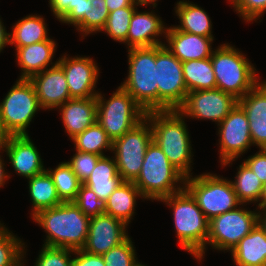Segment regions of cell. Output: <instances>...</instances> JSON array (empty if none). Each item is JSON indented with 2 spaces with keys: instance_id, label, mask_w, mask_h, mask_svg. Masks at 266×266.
<instances>
[{
  "instance_id": "obj_27",
  "label": "cell",
  "mask_w": 266,
  "mask_h": 266,
  "mask_svg": "<svg viewBox=\"0 0 266 266\" xmlns=\"http://www.w3.org/2000/svg\"><path fill=\"white\" fill-rule=\"evenodd\" d=\"M122 182L114 157L102 156L83 184L90 187L98 198L105 202Z\"/></svg>"
},
{
  "instance_id": "obj_30",
  "label": "cell",
  "mask_w": 266,
  "mask_h": 266,
  "mask_svg": "<svg viewBox=\"0 0 266 266\" xmlns=\"http://www.w3.org/2000/svg\"><path fill=\"white\" fill-rule=\"evenodd\" d=\"M28 189L32 202L31 217L39 211L60 205L59 198L52 177L47 170L28 179Z\"/></svg>"
},
{
  "instance_id": "obj_2",
  "label": "cell",
  "mask_w": 266,
  "mask_h": 266,
  "mask_svg": "<svg viewBox=\"0 0 266 266\" xmlns=\"http://www.w3.org/2000/svg\"><path fill=\"white\" fill-rule=\"evenodd\" d=\"M149 120L153 141L161 148L170 163L185 177L192 176V146L184 116L178 110L150 111Z\"/></svg>"
},
{
  "instance_id": "obj_43",
  "label": "cell",
  "mask_w": 266,
  "mask_h": 266,
  "mask_svg": "<svg viewBox=\"0 0 266 266\" xmlns=\"http://www.w3.org/2000/svg\"><path fill=\"white\" fill-rule=\"evenodd\" d=\"M51 12L60 22L69 12H78L80 0H49Z\"/></svg>"
},
{
  "instance_id": "obj_25",
  "label": "cell",
  "mask_w": 266,
  "mask_h": 266,
  "mask_svg": "<svg viewBox=\"0 0 266 266\" xmlns=\"http://www.w3.org/2000/svg\"><path fill=\"white\" fill-rule=\"evenodd\" d=\"M230 253L235 266H266V233L257 223Z\"/></svg>"
},
{
  "instance_id": "obj_50",
  "label": "cell",
  "mask_w": 266,
  "mask_h": 266,
  "mask_svg": "<svg viewBox=\"0 0 266 266\" xmlns=\"http://www.w3.org/2000/svg\"><path fill=\"white\" fill-rule=\"evenodd\" d=\"M134 3L137 5V6H147L148 4L151 6H153V8H155L158 4V0H133Z\"/></svg>"
},
{
  "instance_id": "obj_48",
  "label": "cell",
  "mask_w": 266,
  "mask_h": 266,
  "mask_svg": "<svg viewBox=\"0 0 266 266\" xmlns=\"http://www.w3.org/2000/svg\"><path fill=\"white\" fill-rule=\"evenodd\" d=\"M9 137H10V134L5 130V128L2 124L1 117H0V149L4 148Z\"/></svg>"
},
{
  "instance_id": "obj_40",
  "label": "cell",
  "mask_w": 266,
  "mask_h": 266,
  "mask_svg": "<svg viewBox=\"0 0 266 266\" xmlns=\"http://www.w3.org/2000/svg\"><path fill=\"white\" fill-rule=\"evenodd\" d=\"M75 151L76 153L67 163L71 166L77 178L84 183L102 156L94 153Z\"/></svg>"
},
{
  "instance_id": "obj_35",
  "label": "cell",
  "mask_w": 266,
  "mask_h": 266,
  "mask_svg": "<svg viewBox=\"0 0 266 266\" xmlns=\"http://www.w3.org/2000/svg\"><path fill=\"white\" fill-rule=\"evenodd\" d=\"M137 7L118 8L109 13L106 24L101 32L107 33L114 41L127 44L131 17Z\"/></svg>"
},
{
  "instance_id": "obj_52",
  "label": "cell",
  "mask_w": 266,
  "mask_h": 266,
  "mask_svg": "<svg viewBox=\"0 0 266 266\" xmlns=\"http://www.w3.org/2000/svg\"><path fill=\"white\" fill-rule=\"evenodd\" d=\"M8 228L0 221V239L8 232Z\"/></svg>"
},
{
  "instance_id": "obj_32",
  "label": "cell",
  "mask_w": 266,
  "mask_h": 266,
  "mask_svg": "<svg viewBox=\"0 0 266 266\" xmlns=\"http://www.w3.org/2000/svg\"><path fill=\"white\" fill-rule=\"evenodd\" d=\"M237 168L238 172L231 183L238 200L245 206L249 203H257L258 207L261 202L263 182L244 162Z\"/></svg>"
},
{
  "instance_id": "obj_5",
  "label": "cell",
  "mask_w": 266,
  "mask_h": 266,
  "mask_svg": "<svg viewBox=\"0 0 266 266\" xmlns=\"http://www.w3.org/2000/svg\"><path fill=\"white\" fill-rule=\"evenodd\" d=\"M223 43L213 49L211 63L216 88L237 99L244 97L259 81L257 70L239 49Z\"/></svg>"
},
{
  "instance_id": "obj_44",
  "label": "cell",
  "mask_w": 266,
  "mask_h": 266,
  "mask_svg": "<svg viewBox=\"0 0 266 266\" xmlns=\"http://www.w3.org/2000/svg\"><path fill=\"white\" fill-rule=\"evenodd\" d=\"M74 254L71 266H105L101 255L90 254L82 249L75 250Z\"/></svg>"
},
{
  "instance_id": "obj_24",
  "label": "cell",
  "mask_w": 266,
  "mask_h": 266,
  "mask_svg": "<svg viewBox=\"0 0 266 266\" xmlns=\"http://www.w3.org/2000/svg\"><path fill=\"white\" fill-rule=\"evenodd\" d=\"M108 7L105 0H80L78 12H69L61 23L74 25L83 37L101 32L104 28L108 15Z\"/></svg>"
},
{
  "instance_id": "obj_41",
  "label": "cell",
  "mask_w": 266,
  "mask_h": 266,
  "mask_svg": "<svg viewBox=\"0 0 266 266\" xmlns=\"http://www.w3.org/2000/svg\"><path fill=\"white\" fill-rule=\"evenodd\" d=\"M229 2L245 23L257 22L266 11V0H230Z\"/></svg>"
},
{
  "instance_id": "obj_21",
  "label": "cell",
  "mask_w": 266,
  "mask_h": 266,
  "mask_svg": "<svg viewBox=\"0 0 266 266\" xmlns=\"http://www.w3.org/2000/svg\"><path fill=\"white\" fill-rule=\"evenodd\" d=\"M166 48L181 62L201 60L212 55V42L214 38L180 31L170 26L165 35Z\"/></svg>"
},
{
  "instance_id": "obj_1",
  "label": "cell",
  "mask_w": 266,
  "mask_h": 266,
  "mask_svg": "<svg viewBox=\"0 0 266 266\" xmlns=\"http://www.w3.org/2000/svg\"><path fill=\"white\" fill-rule=\"evenodd\" d=\"M32 219L47 234L44 246L80 250L86 243L90 217L74 202L41 210Z\"/></svg>"
},
{
  "instance_id": "obj_16",
  "label": "cell",
  "mask_w": 266,
  "mask_h": 266,
  "mask_svg": "<svg viewBox=\"0 0 266 266\" xmlns=\"http://www.w3.org/2000/svg\"><path fill=\"white\" fill-rule=\"evenodd\" d=\"M127 228L123 221L106 213L90 217L88 235L82 250L102 256L129 237Z\"/></svg>"
},
{
  "instance_id": "obj_51",
  "label": "cell",
  "mask_w": 266,
  "mask_h": 266,
  "mask_svg": "<svg viewBox=\"0 0 266 266\" xmlns=\"http://www.w3.org/2000/svg\"><path fill=\"white\" fill-rule=\"evenodd\" d=\"M257 208H264L266 209V181L263 183V191L260 205Z\"/></svg>"
},
{
  "instance_id": "obj_7",
  "label": "cell",
  "mask_w": 266,
  "mask_h": 266,
  "mask_svg": "<svg viewBox=\"0 0 266 266\" xmlns=\"http://www.w3.org/2000/svg\"><path fill=\"white\" fill-rule=\"evenodd\" d=\"M184 185L208 220L242 205L231 180L220 175L208 172L189 176Z\"/></svg>"
},
{
  "instance_id": "obj_4",
  "label": "cell",
  "mask_w": 266,
  "mask_h": 266,
  "mask_svg": "<svg viewBox=\"0 0 266 266\" xmlns=\"http://www.w3.org/2000/svg\"><path fill=\"white\" fill-rule=\"evenodd\" d=\"M185 178L152 140L147 147L140 173L133 183L145 199L159 201L163 197L182 191L185 187Z\"/></svg>"
},
{
  "instance_id": "obj_13",
  "label": "cell",
  "mask_w": 266,
  "mask_h": 266,
  "mask_svg": "<svg viewBox=\"0 0 266 266\" xmlns=\"http://www.w3.org/2000/svg\"><path fill=\"white\" fill-rule=\"evenodd\" d=\"M219 135V161L221 166L233 164L253 146L249 120L242 107H236L217 125Z\"/></svg>"
},
{
  "instance_id": "obj_9",
  "label": "cell",
  "mask_w": 266,
  "mask_h": 266,
  "mask_svg": "<svg viewBox=\"0 0 266 266\" xmlns=\"http://www.w3.org/2000/svg\"><path fill=\"white\" fill-rule=\"evenodd\" d=\"M242 206L209 220L207 246L195 257L197 261L202 262L208 245L218 251H231L257 225L258 208L252 211Z\"/></svg>"
},
{
  "instance_id": "obj_12",
  "label": "cell",
  "mask_w": 266,
  "mask_h": 266,
  "mask_svg": "<svg viewBox=\"0 0 266 266\" xmlns=\"http://www.w3.org/2000/svg\"><path fill=\"white\" fill-rule=\"evenodd\" d=\"M158 111L177 110L188 94L182 62L164 44L155 46Z\"/></svg>"
},
{
  "instance_id": "obj_33",
  "label": "cell",
  "mask_w": 266,
  "mask_h": 266,
  "mask_svg": "<svg viewBox=\"0 0 266 266\" xmlns=\"http://www.w3.org/2000/svg\"><path fill=\"white\" fill-rule=\"evenodd\" d=\"M75 150L106 156L104 150L112 151L113 141L105 130L96 122L82 133L71 139ZM104 149V150H103Z\"/></svg>"
},
{
  "instance_id": "obj_26",
  "label": "cell",
  "mask_w": 266,
  "mask_h": 266,
  "mask_svg": "<svg viewBox=\"0 0 266 266\" xmlns=\"http://www.w3.org/2000/svg\"><path fill=\"white\" fill-rule=\"evenodd\" d=\"M137 198L146 200L133 182L123 181L104 202V213L128 226L135 214Z\"/></svg>"
},
{
  "instance_id": "obj_18",
  "label": "cell",
  "mask_w": 266,
  "mask_h": 266,
  "mask_svg": "<svg viewBox=\"0 0 266 266\" xmlns=\"http://www.w3.org/2000/svg\"><path fill=\"white\" fill-rule=\"evenodd\" d=\"M3 149L13 170L26 179L46 170L40 153L29 135H10Z\"/></svg>"
},
{
  "instance_id": "obj_39",
  "label": "cell",
  "mask_w": 266,
  "mask_h": 266,
  "mask_svg": "<svg viewBox=\"0 0 266 266\" xmlns=\"http://www.w3.org/2000/svg\"><path fill=\"white\" fill-rule=\"evenodd\" d=\"M73 202L88 217L104 213V202L98 198L90 187L83 183L81 184L77 197Z\"/></svg>"
},
{
  "instance_id": "obj_8",
  "label": "cell",
  "mask_w": 266,
  "mask_h": 266,
  "mask_svg": "<svg viewBox=\"0 0 266 266\" xmlns=\"http://www.w3.org/2000/svg\"><path fill=\"white\" fill-rule=\"evenodd\" d=\"M97 122L113 141L130 131L144 118L146 112L121 86L106 100L98 93Z\"/></svg>"
},
{
  "instance_id": "obj_34",
  "label": "cell",
  "mask_w": 266,
  "mask_h": 266,
  "mask_svg": "<svg viewBox=\"0 0 266 266\" xmlns=\"http://www.w3.org/2000/svg\"><path fill=\"white\" fill-rule=\"evenodd\" d=\"M53 179L59 198L63 202H73L78 194L82 182L66 162L59 163L55 169H46Z\"/></svg>"
},
{
  "instance_id": "obj_6",
  "label": "cell",
  "mask_w": 266,
  "mask_h": 266,
  "mask_svg": "<svg viewBox=\"0 0 266 266\" xmlns=\"http://www.w3.org/2000/svg\"><path fill=\"white\" fill-rule=\"evenodd\" d=\"M128 75L121 87L147 113L158 111L155 46L128 49Z\"/></svg>"
},
{
  "instance_id": "obj_29",
  "label": "cell",
  "mask_w": 266,
  "mask_h": 266,
  "mask_svg": "<svg viewBox=\"0 0 266 266\" xmlns=\"http://www.w3.org/2000/svg\"><path fill=\"white\" fill-rule=\"evenodd\" d=\"M47 26L43 16L36 13L27 15L13 24L11 32H7L8 44L19 48L48 40Z\"/></svg>"
},
{
  "instance_id": "obj_47",
  "label": "cell",
  "mask_w": 266,
  "mask_h": 266,
  "mask_svg": "<svg viewBox=\"0 0 266 266\" xmlns=\"http://www.w3.org/2000/svg\"><path fill=\"white\" fill-rule=\"evenodd\" d=\"M6 45H8L7 30L0 18V53L4 50L3 48H5Z\"/></svg>"
},
{
  "instance_id": "obj_45",
  "label": "cell",
  "mask_w": 266,
  "mask_h": 266,
  "mask_svg": "<svg viewBox=\"0 0 266 266\" xmlns=\"http://www.w3.org/2000/svg\"><path fill=\"white\" fill-rule=\"evenodd\" d=\"M105 2L109 12H112L118 8L138 7L133 0H105Z\"/></svg>"
},
{
  "instance_id": "obj_3",
  "label": "cell",
  "mask_w": 266,
  "mask_h": 266,
  "mask_svg": "<svg viewBox=\"0 0 266 266\" xmlns=\"http://www.w3.org/2000/svg\"><path fill=\"white\" fill-rule=\"evenodd\" d=\"M159 201L172 208L179 246L195 258L206 246L209 220L185 188Z\"/></svg>"
},
{
  "instance_id": "obj_28",
  "label": "cell",
  "mask_w": 266,
  "mask_h": 266,
  "mask_svg": "<svg viewBox=\"0 0 266 266\" xmlns=\"http://www.w3.org/2000/svg\"><path fill=\"white\" fill-rule=\"evenodd\" d=\"M175 5V14L180 21V25H172L175 29L214 38L212 21L204 9L189 0H180Z\"/></svg>"
},
{
  "instance_id": "obj_42",
  "label": "cell",
  "mask_w": 266,
  "mask_h": 266,
  "mask_svg": "<svg viewBox=\"0 0 266 266\" xmlns=\"http://www.w3.org/2000/svg\"><path fill=\"white\" fill-rule=\"evenodd\" d=\"M247 158L243 162L264 183L266 181V149H259L254 155Z\"/></svg>"
},
{
  "instance_id": "obj_11",
  "label": "cell",
  "mask_w": 266,
  "mask_h": 266,
  "mask_svg": "<svg viewBox=\"0 0 266 266\" xmlns=\"http://www.w3.org/2000/svg\"><path fill=\"white\" fill-rule=\"evenodd\" d=\"M153 140L152 128L144 118L112 143L117 171L123 181L133 182L139 175L147 147Z\"/></svg>"
},
{
  "instance_id": "obj_15",
  "label": "cell",
  "mask_w": 266,
  "mask_h": 266,
  "mask_svg": "<svg viewBox=\"0 0 266 266\" xmlns=\"http://www.w3.org/2000/svg\"><path fill=\"white\" fill-rule=\"evenodd\" d=\"M65 54L58 59L63 68L71 98L96 97V83L100 74L97 63L89 56L67 57Z\"/></svg>"
},
{
  "instance_id": "obj_31",
  "label": "cell",
  "mask_w": 266,
  "mask_h": 266,
  "mask_svg": "<svg viewBox=\"0 0 266 266\" xmlns=\"http://www.w3.org/2000/svg\"><path fill=\"white\" fill-rule=\"evenodd\" d=\"M184 81L188 92L216 89L211 57L182 62Z\"/></svg>"
},
{
  "instance_id": "obj_53",
  "label": "cell",
  "mask_w": 266,
  "mask_h": 266,
  "mask_svg": "<svg viewBox=\"0 0 266 266\" xmlns=\"http://www.w3.org/2000/svg\"><path fill=\"white\" fill-rule=\"evenodd\" d=\"M134 266H147V265L142 264V263H140L139 261H137V263H136Z\"/></svg>"
},
{
  "instance_id": "obj_10",
  "label": "cell",
  "mask_w": 266,
  "mask_h": 266,
  "mask_svg": "<svg viewBox=\"0 0 266 266\" xmlns=\"http://www.w3.org/2000/svg\"><path fill=\"white\" fill-rule=\"evenodd\" d=\"M42 109L29 79H18L0 102V117L10 135H28L27 128Z\"/></svg>"
},
{
  "instance_id": "obj_22",
  "label": "cell",
  "mask_w": 266,
  "mask_h": 266,
  "mask_svg": "<svg viewBox=\"0 0 266 266\" xmlns=\"http://www.w3.org/2000/svg\"><path fill=\"white\" fill-rule=\"evenodd\" d=\"M65 132L70 139L97 122V99L71 98L58 107Z\"/></svg>"
},
{
  "instance_id": "obj_49",
  "label": "cell",
  "mask_w": 266,
  "mask_h": 266,
  "mask_svg": "<svg viewBox=\"0 0 266 266\" xmlns=\"http://www.w3.org/2000/svg\"><path fill=\"white\" fill-rule=\"evenodd\" d=\"M258 224L266 233V209L258 208Z\"/></svg>"
},
{
  "instance_id": "obj_20",
  "label": "cell",
  "mask_w": 266,
  "mask_h": 266,
  "mask_svg": "<svg viewBox=\"0 0 266 266\" xmlns=\"http://www.w3.org/2000/svg\"><path fill=\"white\" fill-rule=\"evenodd\" d=\"M134 11L129 31L127 34V48L154 47L165 42L158 39L161 35L165 37L167 26L164 21L153 10L138 12Z\"/></svg>"
},
{
  "instance_id": "obj_36",
  "label": "cell",
  "mask_w": 266,
  "mask_h": 266,
  "mask_svg": "<svg viewBox=\"0 0 266 266\" xmlns=\"http://www.w3.org/2000/svg\"><path fill=\"white\" fill-rule=\"evenodd\" d=\"M22 241L12 231L0 239V266H23L27 249Z\"/></svg>"
},
{
  "instance_id": "obj_23",
  "label": "cell",
  "mask_w": 266,
  "mask_h": 266,
  "mask_svg": "<svg viewBox=\"0 0 266 266\" xmlns=\"http://www.w3.org/2000/svg\"><path fill=\"white\" fill-rule=\"evenodd\" d=\"M55 42V40L49 38L40 43L15 49L16 62L21 68L19 79H29L31 76L50 68V65L53 67L58 64V59L52 63L57 49Z\"/></svg>"
},
{
  "instance_id": "obj_37",
  "label": "cell",
  "mask_w": 266,
  "mask_h": 266,
  "mask_svg": "<svg viewBox=\"0 0 266 266\" xmlns=\"http://www.w3.org/2000/svg\"><path fill=\"white\" fill-rule=\"evenodd\" d=\"M136 256L135 247L130 237L102 255L105 266H134L138 261Z\"/></svg>"
},
{
  "instance_id": "obj_14",
  "label": "cell",
  "mask_w": 266,
  "mask_h": 266,
  "mask_svg": "<svg viewBox=\"0 0 266 266\" xmlns=\"http://www.w3.org/2000/svg\"><path fill=\"white\" fill-rule=\"evenodd\" d=\"M237 104L235 96L216 88L188 92L177 110L184 118L212 120L219 124Z\"/></svg>"
},
{
  "instance_id": "obj_46",
  "label": "cell",
  "mask_w": 266,
  "mask_h": 266,
  "mask_svg": "<svg viewBox=\"0 0 266 266\" xmlns=\"http://www.w3.org/2000/svg\"><path fill=\"white\" fill-rule=\"evenodd\" d=\"M4 151L3 148L0 149V153H4L2 152ZM3 155L1 156L0 154V187H3L4 184H6L5 182L8 180V178L10 179V174H8L6 171H5V161L4 159L2 158Z\"/></svg>"
},
{
  "instance_id": "obj_17",
  "label": "cell",
  "mask_w": 266,
  "mask_h": 266,
  "mask_svg": "<svg viewBox=\"0 0 266 266\" xmlns=\"http://www.w3.org/2000/svg\"><path fill=\"white\" fill-rule=\"evenodd\" d=\"M38 98L40 107L57 109L71 99L63 68L56 64L29 78Z\"/></svg>"
},
{
  "instance_id": "obj_19",
  "label": "cell",
  "mask_w": 266,
  "mask_h": 266,
  "mask_svg": "<svg viewBox=\"0 0 266 266\" xmlns=\"http://www.w3.org/2000/svg\"><path fill=\"white\" fill-rule=\"evenodd\" d=\"M238 104L249 120L253 145L266 149V80H260L244 97L238 99Z\"/></svg>"
},
{
  "instance_id": "obj_38",
  "label": "cell",
  "mask_w": 266,
  "mask_h": 266,
  "mask_svg": "<svg viewBox=\"0 0 266 266\" xmlns=\"http://www.w3.org/2000/svg\"><path fill=\"white\" fill-rule=\"evenodd\" d=\"M75 250L42 246L34 266H71ZM72 254V255H71ZM25 263L23 262V266Z\"/></svg>"
}]
</instances>
